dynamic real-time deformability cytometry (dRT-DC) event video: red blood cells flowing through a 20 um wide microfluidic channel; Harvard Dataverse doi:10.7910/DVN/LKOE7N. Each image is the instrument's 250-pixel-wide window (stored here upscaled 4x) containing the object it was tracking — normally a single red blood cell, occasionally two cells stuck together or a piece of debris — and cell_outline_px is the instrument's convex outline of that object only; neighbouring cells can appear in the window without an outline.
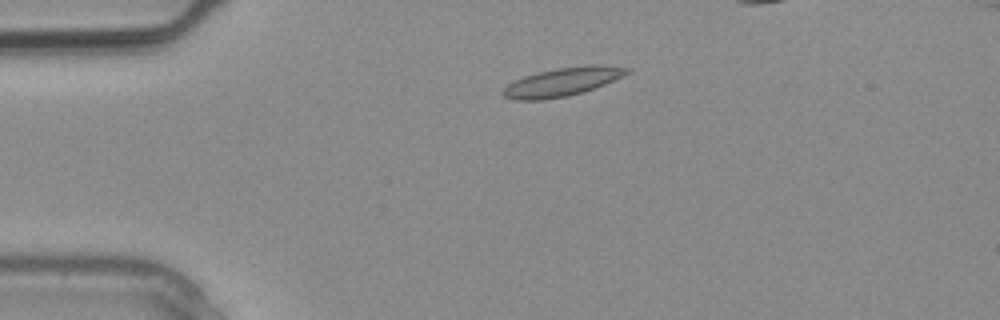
{"species": "common noctule bat (a hibernating species)", "species_latin": "Nyctalus noctula", "temperature_condition": "warm", "stored_images_in_passage": 3, "camera_frame_rate_fps": 3000, "um_per_image_px": 0.085, "animal": {"sex": "male", "body_mass_g": 20.4}, "frame": {"image": 1, "passage_image": 1, "time_ms": 0.0, "image_size_px": [1000, 320], "cell_outline_px": [[632, 72], [624, 76], [584, 92], [544, 100], [516, 100], [504, 96], [500, 92], [512, 80], [536, 72], [556, 68], [588, 64], [592, 64], [632, 68]], "centroid_in_image_um": [47.8, 6.94], "position_along_channel_um": 37.2, "area_um2": 20.81}}